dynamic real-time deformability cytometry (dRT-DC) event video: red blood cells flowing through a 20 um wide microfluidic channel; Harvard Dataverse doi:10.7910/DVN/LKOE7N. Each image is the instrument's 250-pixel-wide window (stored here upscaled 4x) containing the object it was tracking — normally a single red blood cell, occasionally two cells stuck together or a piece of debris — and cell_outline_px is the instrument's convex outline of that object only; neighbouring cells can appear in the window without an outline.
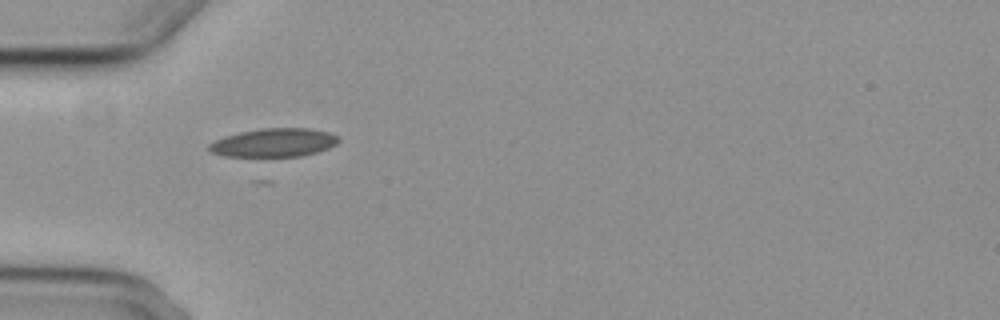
{"species": "common noctule bat (a hibernating species)", "species_latin": "Nyctalus noctula", "temperature_condition": "cold", "stored_images_in_passage": 5, "camera_frame_rate_fps": 3000, "um_per_image_px": 0.085, "animal": {"sex": "female", "body_mass_g": 29.2, "forearm_length_mm": 56.3}, "frame": {"image": 1, "passage_image": 5, "time_ms": 4.667, "image_size_px": [1000, 320], "cell_outline_px": [[340, 140], [336, 144], [328, 148], [316, 152], [300, 156], [224, 156], [212, 152], [208, 148], [208, 144], [224, 136], [240, 132], [260, 128], [312, 128], [328, 132], [340, 136]], "centroid_in_image_um": [23.31, 12.11], "position_along_channel_um": 61.7, "area_um2": 21.5}}